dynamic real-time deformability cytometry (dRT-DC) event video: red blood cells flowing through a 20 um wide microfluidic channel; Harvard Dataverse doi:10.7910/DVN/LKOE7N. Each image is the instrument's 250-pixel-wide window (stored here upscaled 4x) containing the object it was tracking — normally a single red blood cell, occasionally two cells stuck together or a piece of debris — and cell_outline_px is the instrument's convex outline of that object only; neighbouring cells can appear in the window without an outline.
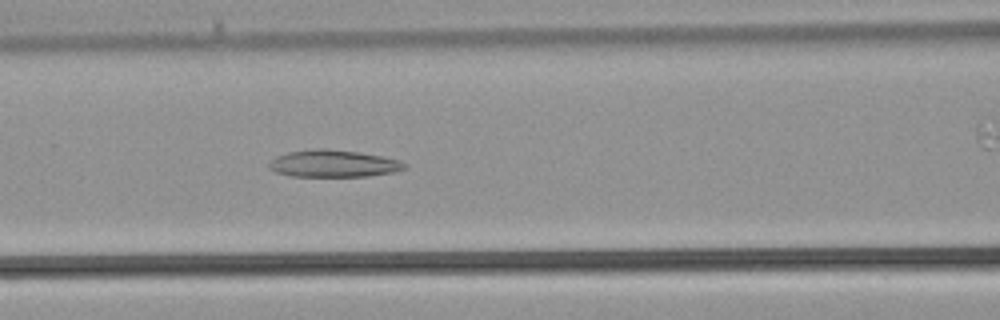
{"species": "common noctule bat (a hibernating species)", "species_latin": "Nyctalus noctula", "temperature_condition": "warm", "stored_images_in_passage": 31, "camera_frame_rate_fps": 3000, "um_per_image_px": 0.085, "animal": {"sex": "male", "body_mass_g": 21.5, "forearm_length_mm": 52.0}, "frame": {"image": 1, "passage_image": 8, "time_ms": 2.333, "image_size_px": [1000, 320], "cell_outline_px": [[408, 168], [392, 172], [368, 176], [288, 176], [276, 172], [268, 168], [268, 164], [276, 156], [288, 152], [316, 148], [360, 152], [400, 160], [408, 164]], "centroid_in_image_um": [28.34, 13.91], "position_along_channel_um": 138.3, "area_um2": 21.39}}
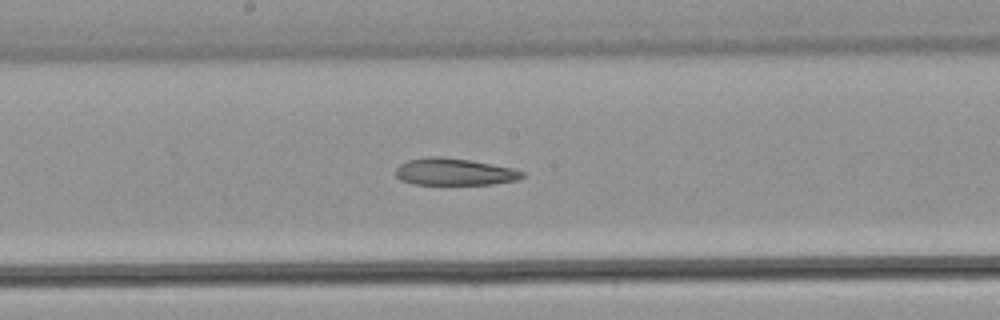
{"frame": {"image": 2, "passage_image": 12, "time_ms": 3.667, "image_size_px": [1000, 320], "cell_outline_px": [[524, 176], [516, 180], [492, 184], [412, 184], [400, 180], [396, 176], [396, 168], [400, 164], [408, 160], [428, 156], [440, 156], [468, 160], [512, 168], [524, 172]], "centroid_in_image_um": [38.57, 14.6], "position_along_channel_um": 209.6, "area_um2": 19.77}}
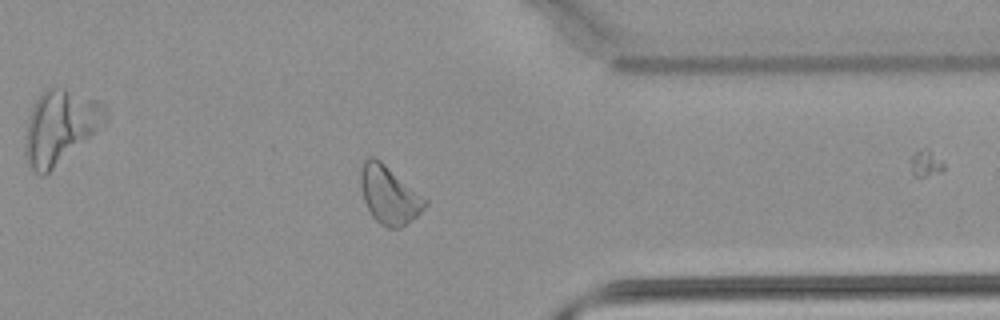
{"frame": {"image": 3, "passage_image": 22, "time_ms": 7.0, "image_size_px": [1000, 320], "cell_outline_px": [[428, 204], [412, 220], [400, 228], [388, 228], [380, 224], [372, 216], [364, 200], [360, 184], [360, 172], [364, 160], [368, 156], [376, 156], [428, 200]], "centroid_in_image_um": [33.07, 16.55], "position_along_channel_um": 378.3, "area_um2": 21.79}}